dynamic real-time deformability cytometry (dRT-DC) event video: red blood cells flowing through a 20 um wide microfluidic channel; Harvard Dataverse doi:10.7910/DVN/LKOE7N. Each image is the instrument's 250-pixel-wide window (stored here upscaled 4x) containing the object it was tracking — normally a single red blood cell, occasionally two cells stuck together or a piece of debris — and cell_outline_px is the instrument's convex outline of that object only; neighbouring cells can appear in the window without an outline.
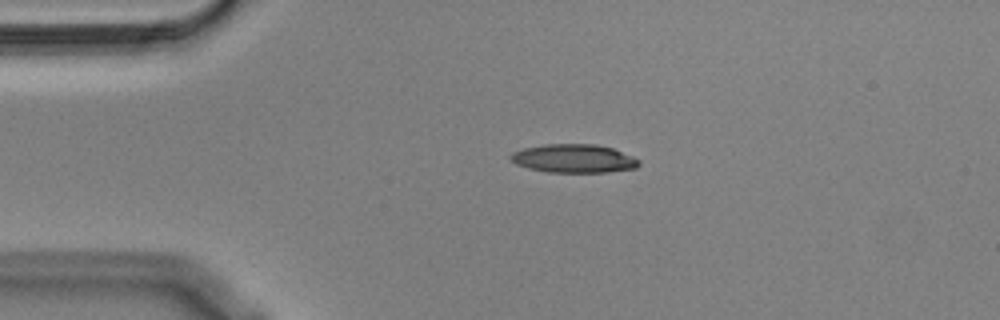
{"species": "Egyptian fruit bat (a non-hibernating species)", "species_latin": "Rousettus aegyptiacus", "temperature_condition": "cold", "stored_images_in_passage": 44, "segment_of_instrument_passage": [1, 2], "camera_frame_rate_fps": 3000, "um_per_image_px": 0.085, "animal": {"sex": "male"}, "frame": {"image": 1, "passage_image": 1, "time_ms": 0.0, "image_size_px": [1000, 320], "cell_outline_px": [[640, 164], [636, 168], [608, 172], [548, 172], [528, 168], [516, 164], [508, 156], [512, 152], [524, 148], [548, 144], [596, 144], [612, 148], [632, 156], [640, 160]], "centroid_in_image_um": [48.78, 13.47], "position_along_channel_um": 36.2, "area_um2": 21.27}}
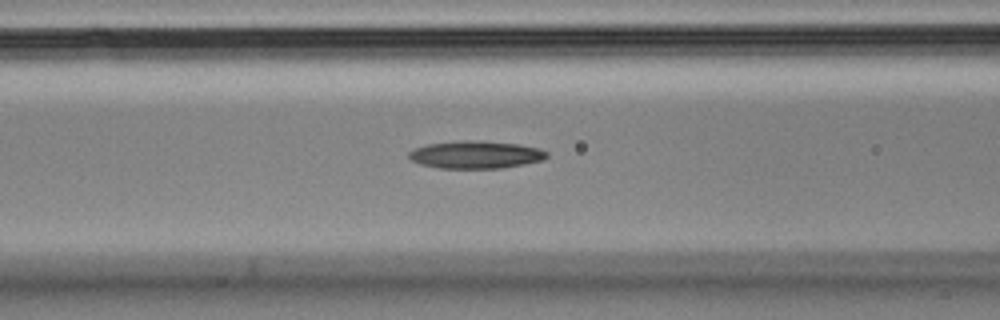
{"frame": {"image": 2, "passage_image": 11, "time_ms": 3.333, "image_size_px": [1000, 320], "cell_outline_px": [[548, 156], [544, 160], [524, 164], [500, 168], [440, 168], [420, 164], [412, 160], [408, 156], [408, 152], [416, 148], [428, 144], [464, 140], [472, 140], [516, 144], [536, 148], [548, 152]], "centroid_in_image_um": [40.43, 13.15], "position_along_channel_um": 126.2, "area_um2": 21.91}}
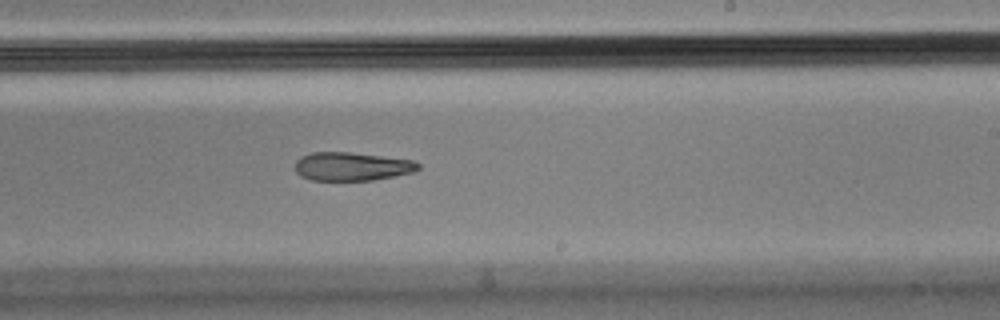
{"frame": {"image": 3, "passage_image": 22, "time_ms": 7.0, "image_size_px": [1000, 320], "cell_outline_px": [[420, 168], [412, 172], [372, 180], [312, 180], [300, 176], [296, 172], [296, 160], [300, 156], [312, 152], [348, 152], [412, 160], [420, 164]], "centroid_in_image_um": [29.86, 14.14], "position_along_channel_um": 259.1, "area_um2": 20.23}}